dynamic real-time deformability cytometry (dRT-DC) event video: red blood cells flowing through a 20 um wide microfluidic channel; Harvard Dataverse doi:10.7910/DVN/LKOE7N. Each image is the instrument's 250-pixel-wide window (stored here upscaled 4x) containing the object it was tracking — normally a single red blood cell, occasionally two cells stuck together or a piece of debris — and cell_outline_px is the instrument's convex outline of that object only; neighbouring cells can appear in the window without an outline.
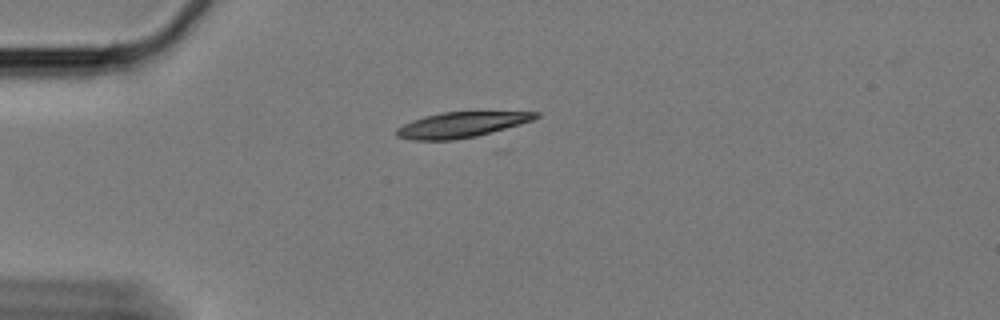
{"species": "Egyptian fruit bat (a non-hibernating species)", "species_latin": "Rousettus aegyptiacus", "temperature_condition": "cold", "stored_images_in_passage": 46, "camera_frame_rate_fps": 3000, "um_per_image_px": 0.085, "animal": {"sex": "female"}, "frame": {"image": 1, "passage_image": 1, "time_ms": 0.0, "image_size_px": [1000, 320], "cell_outline_px": [[540, 116], [532, 120], [520, 124], [476, 136], [452, 140], [412, 140], [396, 136], [396, 128], [412, 120], [424, 116], [444, 112], [540, 112]], "centroid_in_image_um": [39.18, 10.6], "position_along_channel_um": 45.8, "area_um2": 20.35}}
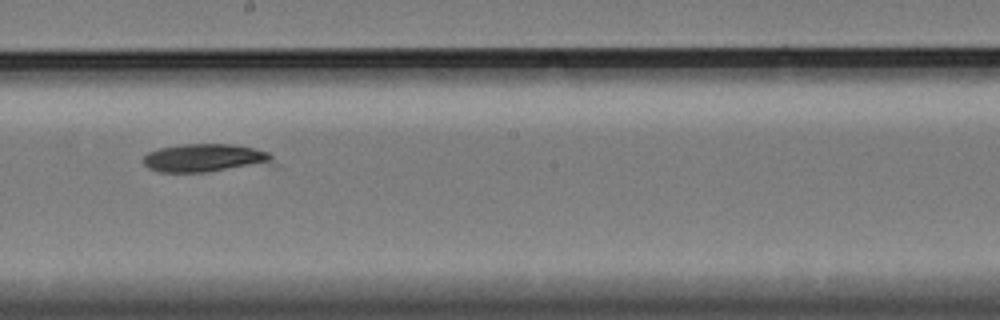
{"frame": {"image": 2, "passage_image": 20, "time_ms": 6.333, "image_size_px": [1000, 320], "cell_outline_px": [[272, 160], [208, 172], [160, 172], [148, 168], [144, 164], [144, 156], [148, 152], [160, 148], [180, 144], [232, 144], [252, 148], [268, 152], [272, 156]], "centroid_in_image_um": [17.24, 13.4], "position_along_channel_um": 231.0, "area_um2": 20.4}}
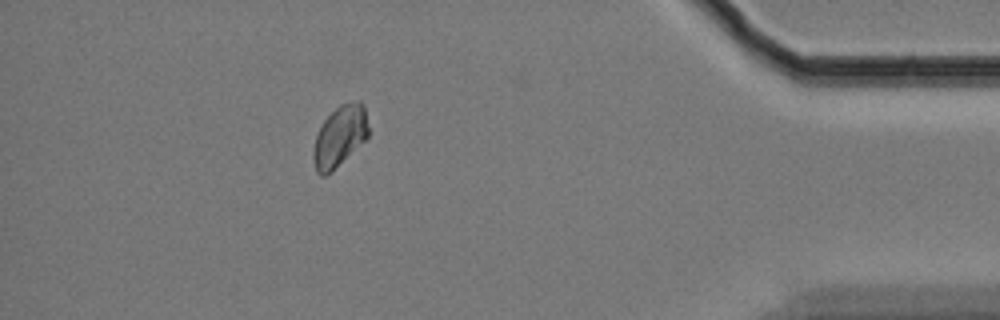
{"frame": {"image": 3, "passage_image": 40, "time_ms": 13.0, "image_size_px": [1000, 320], "cell_outline_px": [[368, 136], [364, 140], [324, 176], [320, 176], [316, 172], [312, 156], [312, 152], [316, 136], [324, 120], [340, 104], [356, 100], [360, 100], [364, 104], [368, 128]], "centroid_in_image_um": [28.86, 11.53], "position_along_channel_um": 406.3, "area_um2": 19.02}, "authors_computed_cell_mechanics": {"area_um2": 21.0681, "velocity_mm_per_s": 3.2681, "shape_relaxation_time_tau1_ms": 3.5082, "shape_relaxation_time_tau2_ms": null, "deformation_change_tau1": 0.1166, "deformation_change_tau2": null}}